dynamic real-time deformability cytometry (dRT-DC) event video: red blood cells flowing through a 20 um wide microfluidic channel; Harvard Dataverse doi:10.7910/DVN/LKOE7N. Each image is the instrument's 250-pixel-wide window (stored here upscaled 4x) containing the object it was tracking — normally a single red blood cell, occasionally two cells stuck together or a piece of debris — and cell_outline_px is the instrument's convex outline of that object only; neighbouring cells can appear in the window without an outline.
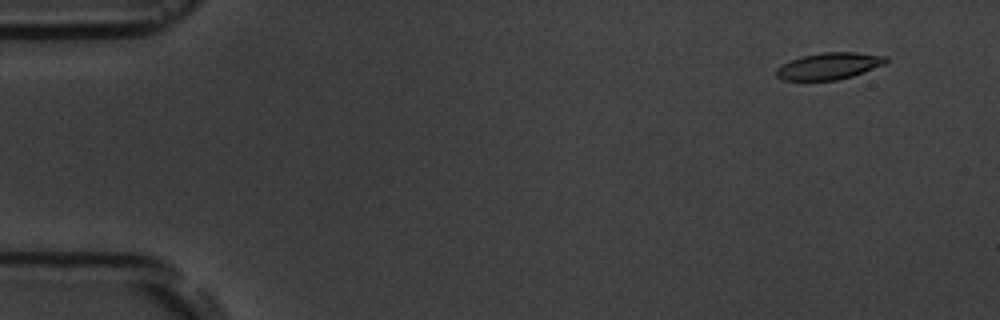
{"species": "common noctule bat (a hibernating species)", "species_latin": "Nyctalus noctula", "temperature_condition": "room temperature", "stored_images_in_passage": 5, "camera_frame_rate_fps": 3000, "um_per_image_px": 0.085, "animal": {"sex": "male", "body_mass_g": 19.5, "forearm_length_mm": 54.6}, "frame": {"image": 1, "passage_image": 1, "time_ms": 0.0, "image_size_px": [1000, 320], "cell_outline_px": [[888, 60], [884, 64], [864, 72], [852, 76], [836, 80], [784, 80], [776, 76], [776, 68], [780, 64], [800, 56], [824, 52], [856, 52], [888, 56]], "centroid_in_image_um": [70.45, 5.6], "position_along_channel_um": 14.5, "area_um2": 17.17}}